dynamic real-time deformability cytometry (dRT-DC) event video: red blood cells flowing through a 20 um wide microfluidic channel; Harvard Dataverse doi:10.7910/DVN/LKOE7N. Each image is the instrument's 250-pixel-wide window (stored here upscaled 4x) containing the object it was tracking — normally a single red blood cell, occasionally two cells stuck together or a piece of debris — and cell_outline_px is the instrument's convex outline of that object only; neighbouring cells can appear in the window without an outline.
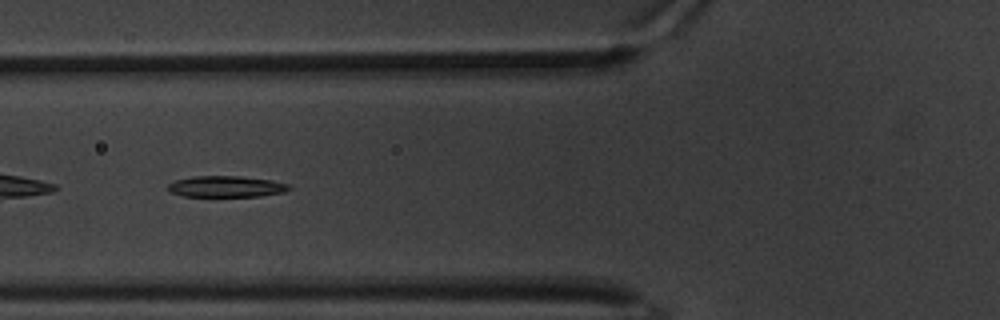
{"species": "common noctule bat (a hibernating species)", "species_latin": "Nyctalus noctula", "temperature_condition": "warm", "stored_images_in_passage": 43, "camera_frame_rate_fps": 3000, "um_per_image_px": 0.085, "animal": {"sex": "male", "body_mass_g": 20.1, "forearm_length_mm": 53.5}, "frame": {"image": 1, "passage_image": 5, "time_ms": 1.333, "image_size_px": [1000, 320], "cell_outline_px": [[292, 188], [284, 192], [260, 196], [184, 196], [172, 192], [168, 188], [168, 184], [172, 180], [192, 176], [240, 176], [272, 180], [288, 184]], "centroid_in_image_um": [19.22, 15.84], "position_along_channel_um": 106.6, "area_um2": 14.97}}
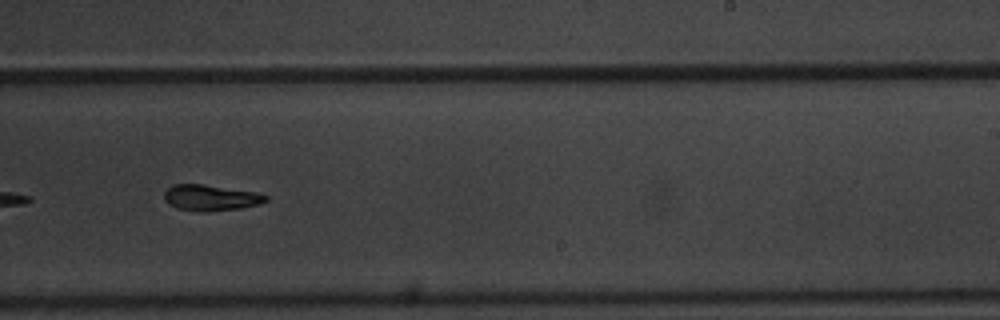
{"frame": {"image": 2, "passage_image": 20, "time_ms": 6.333, "image_size_px": [1000, 320], "cell_outline_px": [[268, 200], [260, 204], [240, 208], [208, 212], [204, 212], [176, 208], [168, 204], [164, 200], [164, 192], [172, 184], [204, 184], [256, 192], [268, 196]], "centroid_in_image_um": [17.89, 16.81], "position_along_channel_um": 271.1, "area_um2": 15.49}}
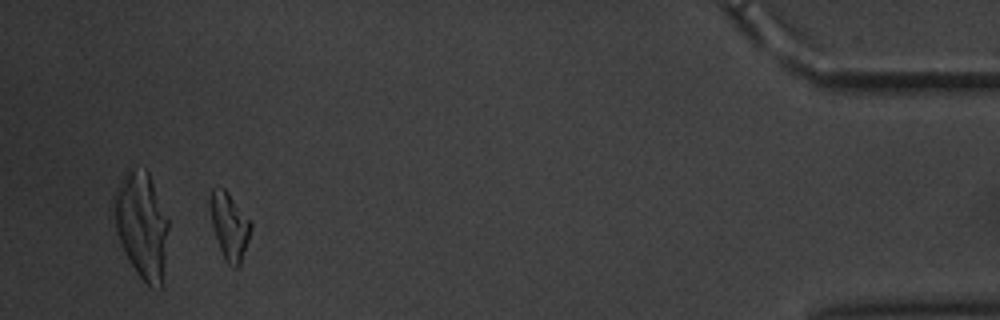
{"frame": {"image": 3, "passage_image": 39, "time_ms": 12.667, "image_size_px": [1000, 320], "cell_outline_px": [[252, 228], [240, 264], [236, 268], [232, 268], [224, 260], [216, 240], [212, 224], [208, 204], [208, 200], [212, 188], [224, 188], [228, 192], [252, 224]], "centroid_in_image_um": [19.46, 19.22], "position_along_channel_um": 415.7, "area_um2": 15.9}, "authors_computed_cell_mechanics": {"area_um2": 15.5482, "velocity_mm_per_s": 3.2848, "shape_relaxation_time_tau1_ms": 3.8469, "shape_relaxation_time_tau2_ms": 6.7887, "deformation_change_tau1": 0.1459, "deformation_change_tau2": 0.1496}}